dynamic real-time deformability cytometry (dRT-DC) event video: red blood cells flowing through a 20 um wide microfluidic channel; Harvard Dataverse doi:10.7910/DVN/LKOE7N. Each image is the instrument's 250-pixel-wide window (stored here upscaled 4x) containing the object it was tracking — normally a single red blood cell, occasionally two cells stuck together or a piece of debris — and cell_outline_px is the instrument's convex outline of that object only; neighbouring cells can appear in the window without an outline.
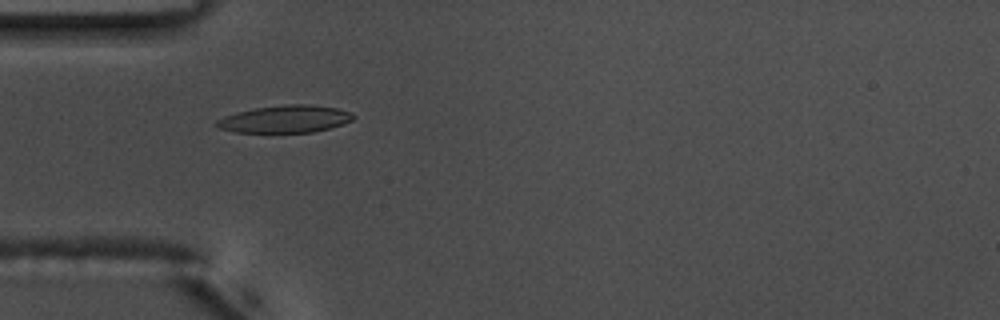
{"species": "common noctule bat (a hibernating species)", "species_latin": "Nyctalus noctula", "temperature_condition": "warm", "stored_images_in_passage": 20, "camera_frame_rate_fps": 3000, "um_per_image_px": 0.085, "animal": {"sex": "male", "body_mass_g": 17.5, "forearm_length_mm": 52.3}, "frame": {"image": 1, "passage_image": 4, "time_ms": 1.0, "image_size_px": [1000, 320], "cell_outline_px": [[356, 116], [352, 120], [344, 124], [312, 132], [236, 132], [220, 128], [216, 124], [216, 120], [224, 116], [236, 112], [256, 108], [284, 104], [308, 104], [336, 108], [352, 112]], "centroid_in_image_um": [24.26, 10.11], "position_along_channel_um": 60.7, "area_um2": 21.68}}